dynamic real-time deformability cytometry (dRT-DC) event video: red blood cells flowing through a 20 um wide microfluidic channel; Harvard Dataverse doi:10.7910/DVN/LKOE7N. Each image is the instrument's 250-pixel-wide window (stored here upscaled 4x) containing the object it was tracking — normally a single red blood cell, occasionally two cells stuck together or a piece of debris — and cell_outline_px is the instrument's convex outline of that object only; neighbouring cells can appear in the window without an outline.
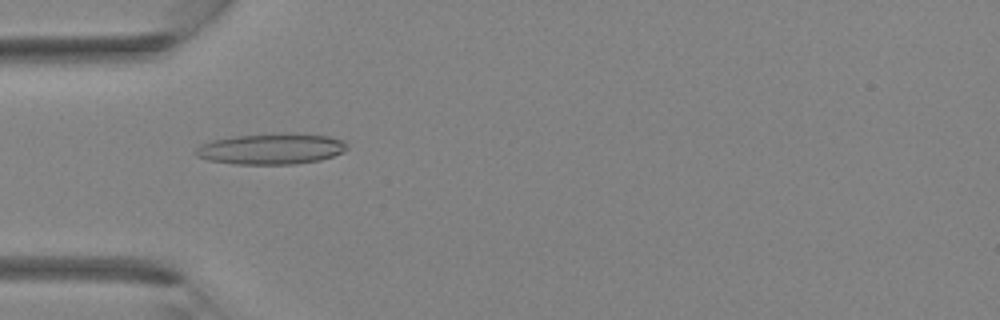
{"species": "Egyptian fruit bat (a non-hibernating species)", "species_latin": "Rousettus aegyptiacus", "temperature_condition": "room temperature", "stored_images_in_passage": 37, "camera_frame_rate_fps": 3000, "um_per_image_px": 0.085, "animal": {"sex": "female"}, "frame": {"image": 1, "passage_image": 12, "time_ms": 3.667, "image_size_px": [1000, 320], "cell_outline_px": [[348, 148], [344, 152], [320, 160], [296, 164], [236, 164], [208, 160], [196, 156], [192, 152], [200, 144], [212, 140], [232, 136], [328, 136], [344, 140], [348, 144]], "centroid_in_image_um": [23.0, 12.7], "position_along_channel_um": 62.0, "area_um2": 26.3}}
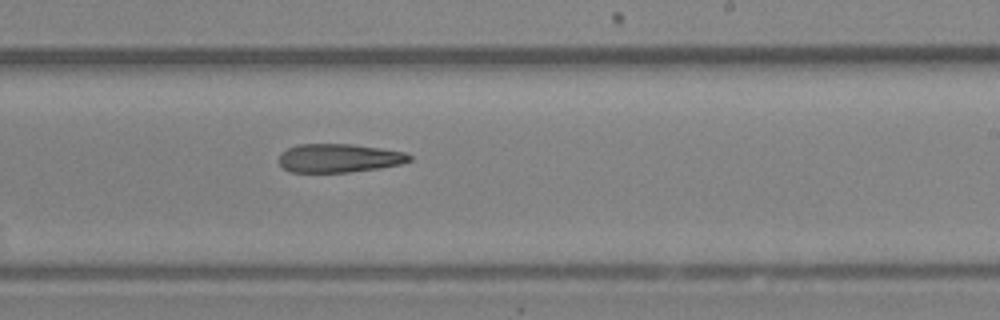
{"frame": {"image": 2, "passage_image": 23, "time_ms": 7.333, "image_size_px": [1000, 320], "cell_outline_px": [[412, 160], [400, 164], [380, 168], [348, 172], [292, 172], [284, 168], [280, 164], [280, 152], [296, 144], [352, 144], [380, 148], [404, 152], [412, 156]], "centroid_in_image_um": [28.82, 13.43], "position_along_channel_um": 260.2, "area_um2": 21.73}}
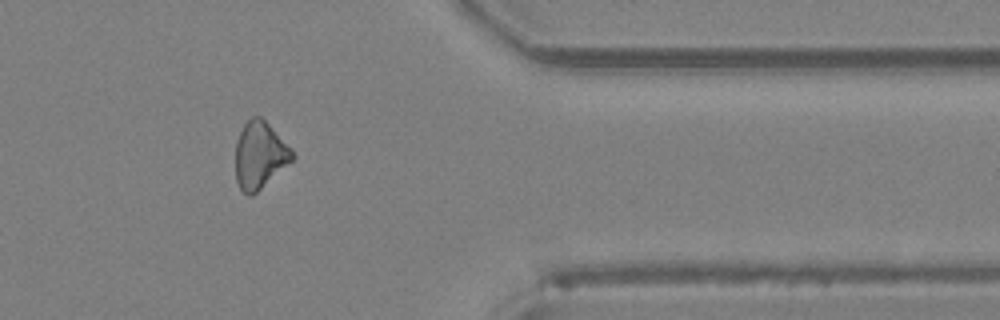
{"frame": {"image": 3, "passage_image": 31, "time_ms": 10.0, "image_size_px": [1000, 320], "cell_outline_px": [[296, 156], [292, 160], [252, 196], [248, 196], [240, 188], [236, 180], [236, 140], [244, 124], [252, 116], [260, 116], [292, 148]], "centroid_in_image_um": [22.07, 13.18], "position_along_channel_um": 389.3, "area_um2": 21.91}}